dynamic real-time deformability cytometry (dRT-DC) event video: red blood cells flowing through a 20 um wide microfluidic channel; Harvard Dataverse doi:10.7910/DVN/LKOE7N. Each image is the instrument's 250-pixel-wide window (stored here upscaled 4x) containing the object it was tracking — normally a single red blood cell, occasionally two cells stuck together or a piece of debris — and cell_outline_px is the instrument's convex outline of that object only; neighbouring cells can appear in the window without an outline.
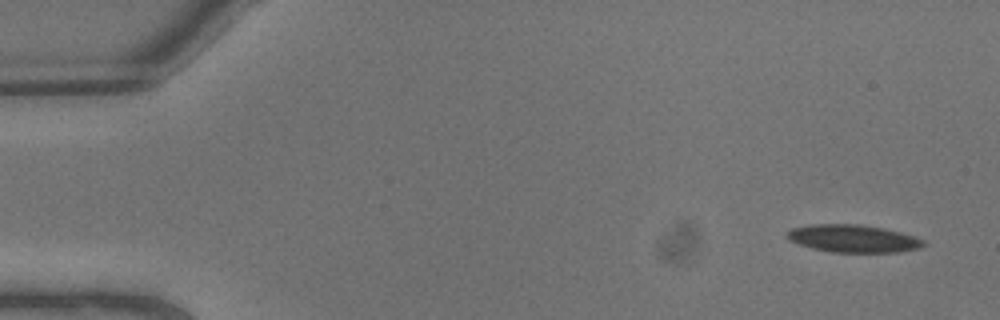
{"species": "common noctule bat (a hibernating species)", "species_latin": "Nyctalus noctula", "temperature_condition": "warm", "stored_images_in_passage": 6, "camera_frame_rate_fps": 3000, "um_per_image_px": 0.085, "animal": {"sex": "male", "body_mass_g": 13.3}, "frame": {"image": 1, "passage_image": 1, "time_ms": 0.0, "image_size_px": [1000, 320], "cell_outline_px": [[924, 244], [920, 248], [900, 252], [828, 252], [812, 248], [788, 240], [788, 232], [792, 228], [812, 224], [860, 224], [884, 228], [900, 232], [924, 240]], "centroid_in_image_um": [72.52, 20.28], "position_along_channel_um": 12.5, "area_um2": 21.85}}
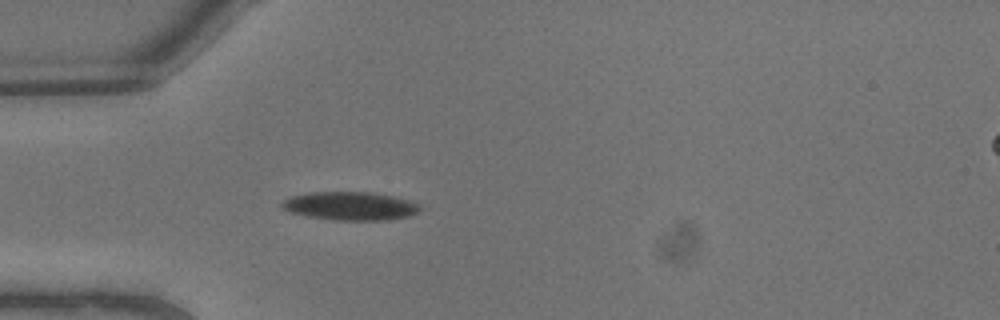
{"frame": {"image": 2, "passage_image": 6, "time_ms": 1.667, "image_size_px": [1000, 320], "cell_outline_px": [[420, 212], [408, 216], [388, 220], [332, 220], [308, 216], [292, 212], [284, 208], [280, 204], [284, 200], [292, 196], [312, 192], [372, 192], [392, 196], [408, 200], [420, 204]], "centroid_in_image_um": [29.81, 17.51], "position_along_channel_um": 55.2, "area_um2": 22.72}}